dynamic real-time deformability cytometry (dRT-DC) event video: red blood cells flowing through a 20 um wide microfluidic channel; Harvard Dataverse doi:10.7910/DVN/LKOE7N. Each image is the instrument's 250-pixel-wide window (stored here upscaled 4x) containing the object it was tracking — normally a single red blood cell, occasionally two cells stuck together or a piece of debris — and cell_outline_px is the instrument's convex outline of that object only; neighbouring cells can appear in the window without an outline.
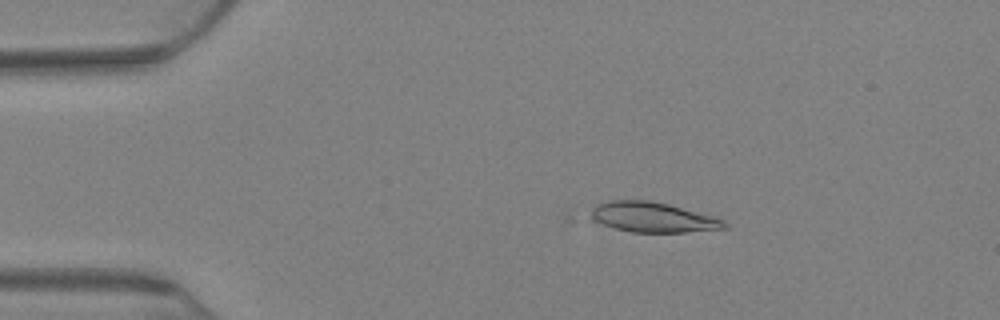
{"species": "Egyptian fruit bat (a non-hibernating species)", "species_latin": "Rousettus aegyptiacus", "temperature_condition": "warm", "stored_images_in_passage": 13, "camera_frame_rate_fps": 3000, "um_per_image_px": 0.085, "animal": {"sex": "female"}, "frame": {"image": 1, "passage_image": 13, "time_ms": 4.0, "image_size_px": [1000, 320], "cell_outline_px": [[728, 228], [684, 232], [632, 232], [616, 228], [592, 220], [592, 208], [596, 204], [608, 200], [648, 200], [668, 204], [712, 216], [724, 220], [728, 224]], "centroid_in_image_um": [55.49, 18.46], "position_along_channel_um": 29.5, "area_um2": 23.18}}